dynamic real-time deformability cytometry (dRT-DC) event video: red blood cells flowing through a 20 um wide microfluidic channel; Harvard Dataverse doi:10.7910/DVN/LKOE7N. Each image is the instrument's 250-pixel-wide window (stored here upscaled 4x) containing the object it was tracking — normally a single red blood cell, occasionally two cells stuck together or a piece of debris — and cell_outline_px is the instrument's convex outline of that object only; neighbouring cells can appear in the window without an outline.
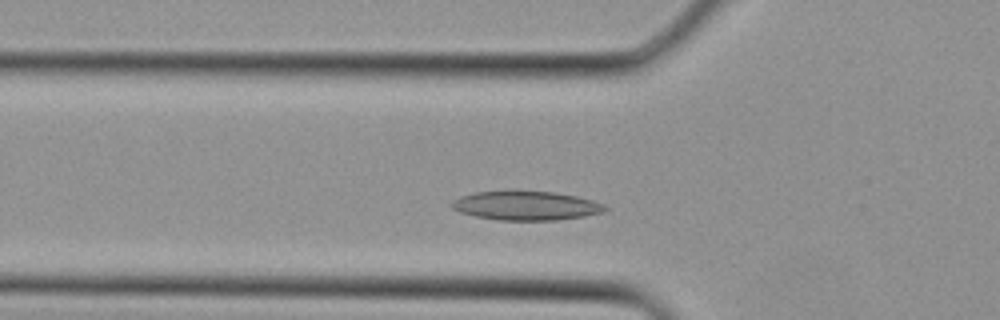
{"species": "Egyptian fruit bat (a non-hibernating species)", "species_latin": "Rousettus aegyptiacus", "temperature_condition": "cold", "stored_images_in_passage": 4, "camera_frame_rate_fps": 3000, "um_per_image_px": 0.085, "animal": {"sex": "female"}, "frame": {"image": 1, "passage_image": 3, "time_ms": 0.667, "image_size_px": [1000, 320], "cell_outline_px": [[608, 208], [604, 212], [584, 216], [556, 220], [496, 220], [476, 216], [460, 212], [452, 208], [448, 204], [452, 200], [460, 196], [476, 192], [508, 188], [556, 192], [576, 196], [592, 200], [604, 204]], "centroid_in_image_um": [44.66, 17.44], "position_along_channel_um": 81.1, "area_um2": 26.88}}